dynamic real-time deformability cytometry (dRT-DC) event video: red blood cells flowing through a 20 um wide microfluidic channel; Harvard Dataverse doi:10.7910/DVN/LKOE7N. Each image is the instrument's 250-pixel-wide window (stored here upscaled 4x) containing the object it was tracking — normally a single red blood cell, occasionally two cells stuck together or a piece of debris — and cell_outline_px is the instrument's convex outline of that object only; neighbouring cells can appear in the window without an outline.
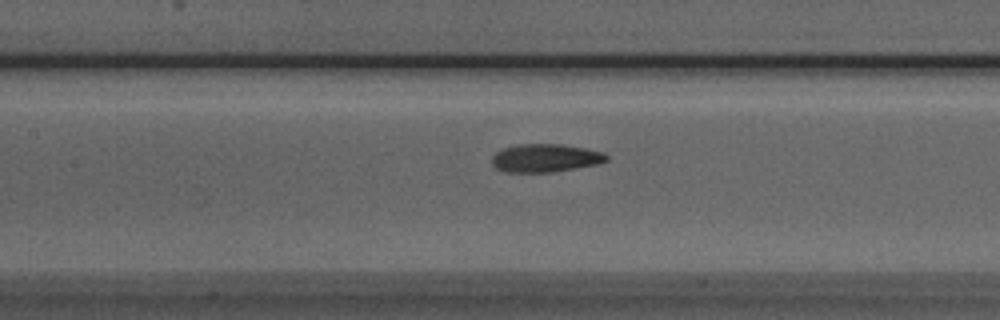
{"species": "Egyptian fruit bat (a non-hibernating species)", "species_latin": "Rousettus aegyptiacus", "temperature_condition": "room temperature", "stored_images_in_passage": 37, "camera_frame_rate_fps": 3000, "um_per_image_px": 0.085, "animal": {"sex": "male"}, "frame": {"image": 1, "passage_image": 9, "time_ms": 2.667, "image_size_px": [1000, 320], "cell_outline_px": [[608, 160], [596, 164], [552, 172], [504, 172], [496, 168], [492, 164], [492, 156], [496, 152], [504, 148], [520, 144], [564, 144], [604, 152], [608, 156]], "centroid_in_image_um": [46.34, 13.43], "position_along_channel_um": 161.1, "area_um2": 18.73}}
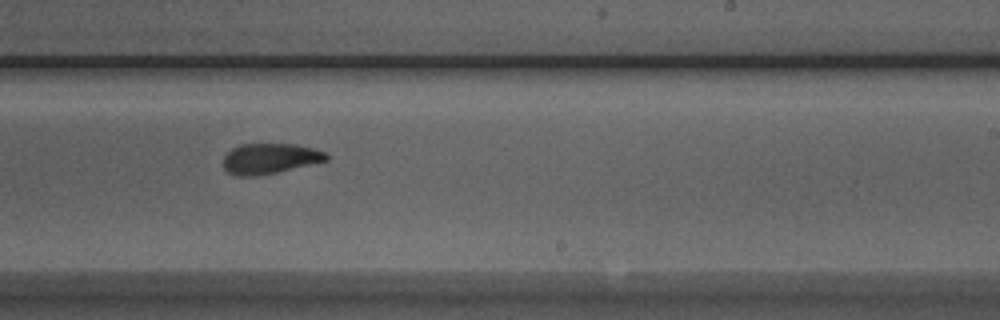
{"frame": {"image": 2, "passage_image": 17, "time_ms": 5.333, "image_size_px": [1000, 320], "cell_outline_px": [[328, 160], [276, 172], [256, 176], [236, 176], [228, 172], [224, 168], [224, 156], [232, 148], [240, 144], [292, 144], [312, 148], [324, 152], [328, 156]], "centroid_in_image_um": [22.9, 13.48], "position_along_channel_um": 266.1, "area_um2": 18.03}}
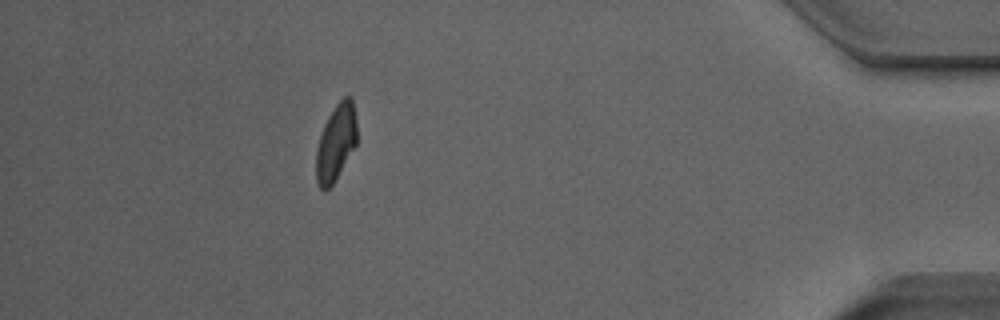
{"frame": {"image": 3, "passage_image": 32, "time_ms": 10.333, "image_size_px": [1000, 320], "cell_outline_px": [[356, 144], [332, 184], [324, 192], [320, 188], [316, 180], [316, 152], [320, 136], [324, 124], [328, 116], [336, 104], [344, 96], [352, 96], [356, 120]], "centroid_in_image_um": [28.54, 12.09], "position_along_channel_um": 406.7, "area_um2": 17.92}, "authors_computed_cell_mechanics": {"area_um2": 18.8428, "velocity_mm_per_s": 3.953, "shape_relaxation_time_tau1_ms": 4.898, "shape_relaxation_time_tau2_ms": 1.8638, "deformation_change_tau1": 0.1779, "deformation_change_tau2": 0.0807}}